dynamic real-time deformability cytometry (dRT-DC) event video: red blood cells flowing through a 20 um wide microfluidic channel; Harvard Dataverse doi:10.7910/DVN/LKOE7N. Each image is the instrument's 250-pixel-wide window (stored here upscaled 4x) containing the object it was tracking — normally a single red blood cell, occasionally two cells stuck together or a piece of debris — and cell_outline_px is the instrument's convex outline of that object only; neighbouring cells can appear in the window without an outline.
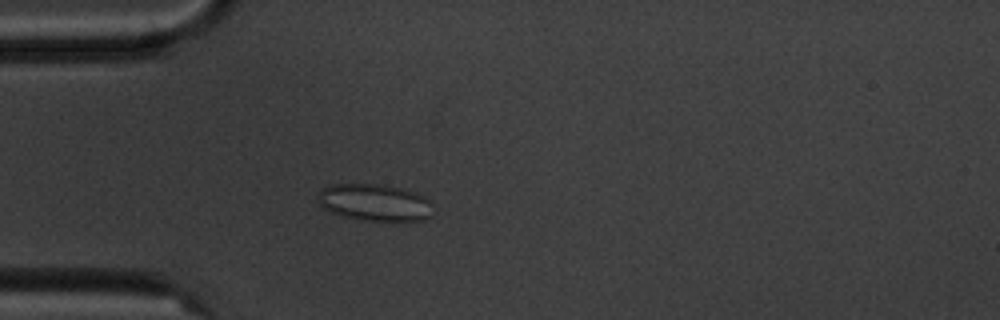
{"species": "common noctule bat (a hibernating species)", "species_latin": "Nyctalus noctula", "temperature_condition": "cold", "stored_images_in_passage": 4, "camera_frame_rate_fps": 3000, "um_per_image_px": 0.085, "animal": {"sex": "male", "body_mass_g": 20.1, "forearm_length_mm": 53.5}, "frame": {"image": 1, "passage_image": 4, "time_ms": 3.333, "image_size_px": [1000, 320], "cell_outline_px": [[436, 212], [432, 216], [424, 220], [364, 220], [344, 216], [328, 212], [316, 200], [316, 196], [324, 188], [332, 184], [384, 184], [404, 188], [416, 192], [424, 196], [428, 200]], "centroid_in_image_um": [31.88, 17.2], "position_along_channel_um": 53.1, "area_um2": 25.09}}